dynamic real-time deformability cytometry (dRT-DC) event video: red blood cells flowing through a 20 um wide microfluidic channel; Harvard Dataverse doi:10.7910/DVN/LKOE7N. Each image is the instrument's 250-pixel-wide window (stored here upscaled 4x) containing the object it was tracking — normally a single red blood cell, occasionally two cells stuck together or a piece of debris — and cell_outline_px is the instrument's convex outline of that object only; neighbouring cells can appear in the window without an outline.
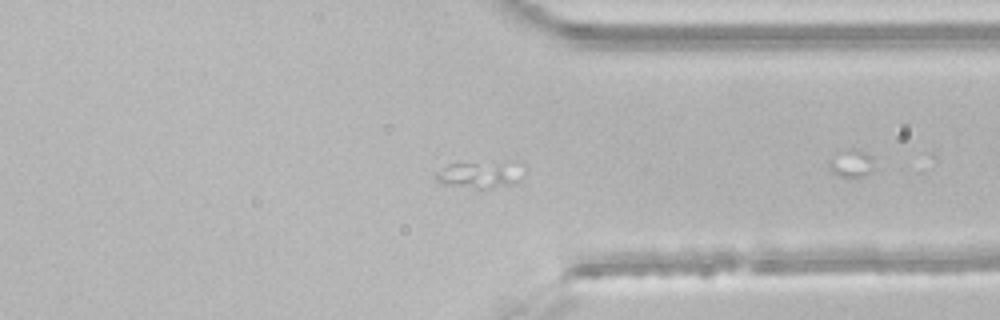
{"species": "common noctule bat (a hibernating species)", "species_latin": "Nyctalus noctula", "temperature_condition": "room temperature", "stored_images_in_passage": 24, "camera_frame_rate_fps": 3000, "um_per_image_px": 0.085, "animal": {"sex": "male", "body_mass_g": 21.5, "forearm_length_mm": 52.0}, "frame": {"image": 1, "passage_image": 15, "time_ms": 4.667, "image_size_px": [1000, 320], "cell_outline_px": [[528, 168], [524, 176], [520, 180], [512, 184], [476, 192], [436, 184], [436, 176], [448, 164], [524, 164]], "centroid_in_image_um": [40.83, 14.96], "position_along_channel_um": 370.6, "area_um2": 14.28}}
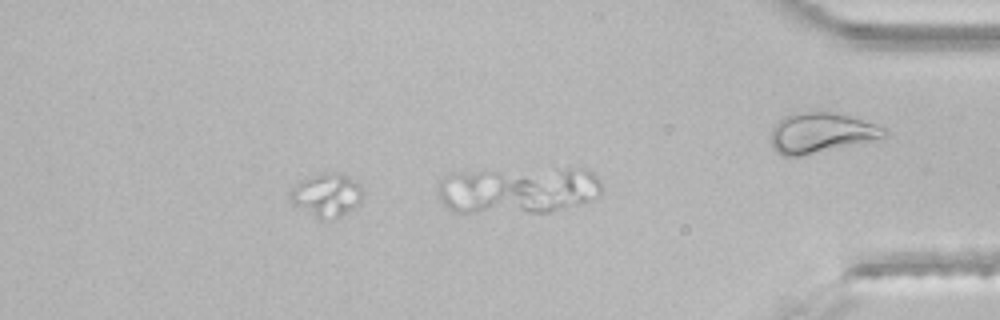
{"frame": {"image": 2, "passage_image": 21, "time_ms": 6.667, "image_size_px": [1000, 320], "cell_outline_px": [[364, 196], [352, 208], [340, 216], [332, 220], [320, 220], [292, 204], [288, 200], [288, 192], [296, 184], [324, 172], [332, 172], [348, 176], [360, 184], [364, 192]], "centroid_in_image_um": [27.75, 16.6], "position_along_channel_um": 407.5, "area_um2": 18.32}}